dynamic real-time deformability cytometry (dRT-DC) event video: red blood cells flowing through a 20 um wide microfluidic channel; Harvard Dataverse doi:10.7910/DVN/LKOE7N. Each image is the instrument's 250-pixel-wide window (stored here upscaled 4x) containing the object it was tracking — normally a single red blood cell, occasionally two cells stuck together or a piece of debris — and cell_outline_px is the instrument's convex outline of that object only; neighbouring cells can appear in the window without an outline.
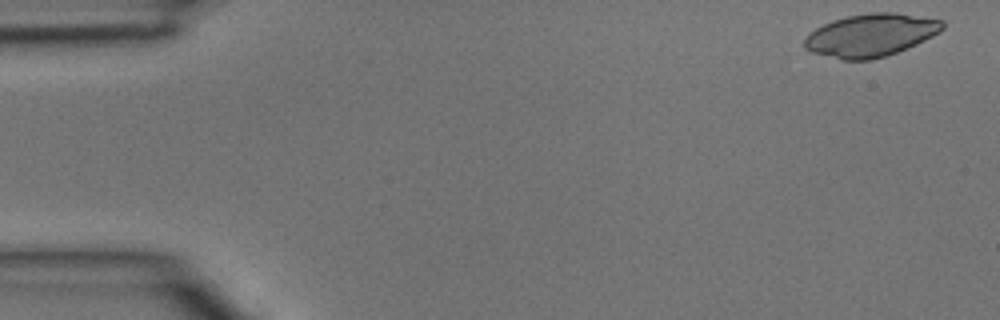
{"species": "common noctule bat (a hibernating species)", "species_latin": "Nyctalus noctula", "temperature_condition": "room temperature", "stored_images_in_passage": 21, "camera_frame_rate_fps": 3000, "um_per_image_px": 0.085, "animal": {"sex": "male", "body_mass_g": 15.6}, "frame": {"image": 1, "passage_image": 1, "time_ms": 0.0, "image_size_px": [1000, 320], "cell_outline_px": [[944, 28], [940, 32], [908, 48], [872, 60], [844, 60], [812, 52], [804, 48], [804, 36], [816, 28], [832, 20], [848, 16], [872, 12], [896, 12], [944, 20]], "centroid_in_image_um": [74.02, 2.98], "position_along_channel_um": 11.0, "area_um2": 34.45}}